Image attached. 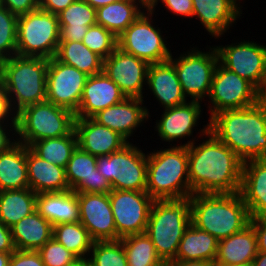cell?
<instances>
[{"label": "cell", "mask_w": 266, "mask_h": 266, "mask_svg": "<svg viewBox=\"0 0 266 266\" xmlns=\"http://www.w3.org/2000/svg\"><path fill=\"white\" fill-rule=\"evenodd\" d=\"M250 224L255 230L258 252L266 253V216L251 218Z\"/></svg>", "instance_id": "obj_48"}, {"label": "cell", "mask_w": 266, "mask_h": 266, "mask_svg": "<svg viewBox=\"0 0 266 266\" xmlns=\"http://www.w3.org/2000/svg\"><path fill=\"white\" fill-rule=\"evenodd\" d=\"M49 59L12 56L1 60V79L12 109L17 114L27 106L46 101Z\"/></svg>", "instance_id": "obj_5"}, {"label": "cell", "mask_w": 266, "mask_h": 266, "mask_svg": "<svg viewBox=\"0 0 266 266\" xmlns=\"http://www.w3.org/2000/svg\"><path fill=\"white\" fill-rule=\"evenodd\" d=\"M200 139L203 141L196 140L188 146V176L193 194L239 193L244 162L210 130Z\"/></svg>", "instance_id": "obj_1"}, {"label": "cell", "mask_w": 266, "mask_h": 266, "mask_svg": "<svg viewBox=\"0 0 266 266\" xmlns=\"http://www.w3.org/2000/svg\"><path fill=\"white\" fill-rule=\"evenodd\" d=\"M146 90L152 93L153 100H157L156 103L160 105L158 109L179 106L189 101L182 90L177 71L169 60L149 65Z\"/></svg>", "instance_id": "obj_24"}, {"label": "cell", "mask_w": 266, "mask_h": 266, "mask_svg": "<svg viewBox=\"0 0 266 266\" xmlns=\"http://www.w3.org/2000/svg\"><path fill=\"white\" fill-rule=\"evenodd\" d=\"M201 104L202 102L189 100L182 105L163 109L161 116L158 117L160 119L155 121L154 127V132L156 131L162 143L167 142L165 145L168 146L188 147L205 136L209 131V121L203 125V128L199 129L197 133L199 135L193 136L194 131L198 129L199 119L203 116L204 108H201L203 107ZM187 139L188 141L182 143L183 140ZM179 140H182L180 144H178Z\"/></svg>", "instance_id": "obj_13"}, {"label": "cell", "mask_w": 266, "mask_h": 266, "mask_svg": "<svg viewBox=\"0 0 266 266\" xmlns=\"http://www.w3.org/2000/svg\"><path fill=\"white\" fill-rule=\"evenodd\" d=\"M149 7L118 37V48L143 59L149 64L166 62L171 57L172 45L167 43ZM154 18V19H152ZM169 46H168V45Z\"/></svg>", "instance_id": "obj_11"}, {"label": "cell", "mask_w": 266, "mask_h": 266, "mask_svg": "<svg viewBox=\"0 0 266 266\" xmlns=\"http://www.w3.org/2000/svg\"><path fill=\"white\" fill-rule=\"evenodd\" d=\"M2 83V79H1V61H0V84Z\"/></svg>", "instance_id": "obj_59"}, {"label": "cell", "mask_w": 266, "mask_h": 266, "mask_svg": "<svg viewBox=\"0 0 266 266\" xmlns=\"http://www.w3.org/2000/svg\"><path fill=\"white\" fill-rule=\"evenodd\" d=\"M192 18L199 19L212 38L220 39L240 21L243 6L238 0H192ZM237 21V22H236ZM234 24V25H233Z\"/></svg>", "instance_id": "obj_20"}, {"label": "cell", "mask_w": 266, "mask_h": 266, "mask_svg": "<svg viewBox=\"0 0 266 266\" xmlns=\"http://www.w3.org/2000/svg\"><path fill=\"white\" fill-rule=\"evenodd\" d=\"M36 210L53 226L80 219L77 193L73 190L37 194Z\"/></svg>", "instance_id": "obj_28"}, {"label": "cell", "mask_w": 266, "mask_h": 266, "mask_svg": "<svg viewBox=\"0 0 266 266\" xmlns=\"http://www.w3.org/2000/svg\"><path fill=\"white\" fill-rule=\"evenodd\" d=\"M8 266H45L37 251L15 250L10 257Z\"/></svg>", "instance_id": "obj_44"}, {"label": "cell", "mask_w": 266, "mask_h": 266, "mask_svg": "<svg viewBox=\"0 0 266 266\" xmlns=\"http://www.w3.org/2000/svg\"><path fill=\"white\" fill-rule=\"evenodd\" d=\"M53 238L77 258L88 257L94 243L88 230L79 221L53 226Z\"/></svg>", "instance_id": "obj_37"}, {"label": "cell", "mask_w": 266, "mask_h": 266, "mask_svg": "<svg viewBox=\"0 0 266 266\" xmlns=\"http://www.w3.org/2000/svg\"><path fill=\"white\" fill-rule=\"evenodd\" d=\"M82 42L103 60L118 48V38L109 30L97 24L88 28Z\"/></svg>", "instance_id": "obj_40"}, {"label": "cell", "mask_w": 266, "mask_h": 266, "mask_svg": "<svg viewBox=\"0 0 266 266\" xmlns=\"http://www.w3.org/2000/svg\"><path fill=\"white\" fill-rule=\"evenodd\" d=\"M120 240L126 253L128 266H162L164 264L145 232L128 235Z\"/></svg>", "instance_id": "obj_38"}, {"label": "cell", "mask_w": 266, "mask_h": 266, "mask_svg": "<svg viewBox=\"0 0 266 266\" xmlns=\"http://www.w3.org/2000/svg\"><path fill=\"white\" fill-rule=\"evenodd\" d=\"M16 141V123H0V153Z\"/></svg>", "instance_id": "obj_47"}, {"label": "cell", "mask_w": 266, "mask_h": 266, "mask_svg": "<svg viewBox=\"0 0 266 266\" xmlns=\"http://www.w3.org/2000/svg\"><path fill=\"white\" fill-rule=\"evenodd\" d=\"M252 264L253 266H266V253L258 252Z\"/></svg>", "instance_id": "obj_53"}, {"label": "cell", "mask_w": 266, "mask_h": 266, "mask_svg": "<svg viewBox=\"0 0 266 266\" xmlns=\"http://www.w3.org/2000/svg\"><path fill=\"white\" fill-rule=\"evenodd\" d=\"M148 7H150L155 0H142Z\"/></svg>", "instance_id": "obj_57"}, {"label": "cell", "mask_w": 266, "mask_h": 266, "mask_svg": "<svg viewBox=\"0 0 266 266\" xmlns=\"http://www.w3.org/2000/svg\"><path fill=\"white\" fill-rule=\"evenodd\" d=\"M68 266H92V264L89 257H83V258H76Z\"/></svg>", "instance_id": "obj_54"}, {"label": "cell", "mask_w": 266, "mask_h": 266, "mask_svg": "<svg viewBox=\"0 0 266 266\" xmlns=\"http://www.w3.org/2000/svg\"><path fill=\"white\" fill-rule=\"evenodd\" d=\"M260 101L266 106V84L263 90L260 92Z\"/></svg>", "instance_id": "obj_56"}, {"label": "cell", "mask_w": 266, "mask_h": 266, "mask_svg": "<svg viewBox=\"0 0 266 266\" xmlns=\"http://www.w3.org/2000/svg\"><path fill=\"white\" fill-rule=\"evenodd\" d=\"M58 16L60 41H82L89 27L96 25V9L84 0H75Z\"/></svg>", "instance_id": "obj_32"}, {"label": "cell", "mask_w": 266, "mask_h": 266, "mask_svg": "<svg viewBox=\"0 0 266 266\" xmlns=\"http://www.w3.org/2000/svg\"><path fill=\"white\" fill-rule=\"evenodd\" d=\"M145 103L147 102L141 98L126 97L122 102L98 112L92 119L132 142L136 130L151 119L150 108Z\"/></svg>", "instance_id": "obj_19"}, {"label": "cell", "mask_w": 266, "mask_h": 266, "mask_svg": "<svg viewBox=\"0 0 266 266\" xmlns=\"http://www.w3.org/2000/svg\"><path fill=\"white\" fill-rule=\"evenodd\" d=\"M129 142L121 150L97 157V170L112 190L146 191L147 151Z\"/></svg>", "instance_id": "obj_10"}, {"label": "cell", "mask_w": 266, "mask_h": 266, "mask_svg": "<svg viewBox=\"0 0 266 266\" xmlns=\"http://www.w3.org/2000/svg\"><path fill=\"white\" fill-rule=\"evenodd\" d=\"M126 96L104 71L88 77L75 118H92L98 112L122 102Z\"/></svg>", "instance_id": "obj_22"}, {"label": "cell", "mask_w": 266, "mask_h": 266, "mask_svg": "<svg viewBox=\"0 0 266 266\" xmlns=\"http://www.w3.org/2000/svg\"><path fill=\"white\" fill-rule=\"evenodd\" d=\"M96 167L97 157L77 146L65 167L70 190L76 193H109L111 184Z\"/></svg>", "instance_id": "obj_21"}, {"label": "cell", "mask_w": 266, "mask_h": 266, "mask_svg": "<svg viewBox=\"0 0 266 266\" xmlns=\"http://www.w3.org/2000/svg\"><path fill=\"white\" fill-rule=\"evenodd\" d=\"M209 99V100H208ZM208 106L203 104L209 121L224 110L242 109L255 105L260 100V92L246 79L225 68L218 62L211 84Z\"/></svg>", "instance_id": "obj_12"}, {"label": "cell", "mask_w": 266, "mask_h": 266, "mask_svg": "<svg viewBox=\"0 0 266 266\" xmlns=\"http://www.w3.org/2000/svg\"><path fill=\"white\" fill-rule=\"evenodd\" d=\"M218 240L211 234L190 224L179 243L174 260H201L214 263Z\"/></svg>", "instance_id": "obj_33"}, {"label": "cell", "mask_w": 266, "mask_h": 266, "mask_svg": "<svg viewBox=\"0 0 266 266\" xmlns=\"http://www.w3.org/2000/svg\"><path fill=\"white\" fill-rule=\"evenodd\" d=\"M193 45H190V50L180 52L176 58L171 54L169 61L177 71L186 98L203 103L209 97L219 56L215 45L205 46L206 51Z\"/></svg>", "instance_id": "obj_8"}, {"label": "cell", "mask_w": 266, "mask_h": 266, "mask_svg": "<svg viewBox=\"0 0 266 266\" xmlns=\"http://www.w3.org/2000/svg\"><path fill=\"white\" fill-rule=\"evenodd\" d=\"M247 40H231V44L215 47L219 62L225 68L246 79L261 92L266 84V45L253 39Z\"/></svg>", "instance_id": "obj_14"}, {"label": "cell", "mask_w": 266, "mask_h": 266, "mask_svg": "<svg viewBox=\"0 0 266 266\" xmlns=\"http://www.w3.org/2000/svg\"><path fill=\"white\" fill-rule=\"evenodd\" d=\"M75 114L48 101L25 107L16 115V140L30 147L43 139L68 135L74 129Z\"/></svg>", "instance_id": "obj_7"}, {"label": "cell", "mask_w": 266, "mask_h": 266, "mask_svg": "<svg viewBox=\"0 0 266 266\" xmlns=\"http://www.w3.org/2000/svg\"><path fill=\"white\" fill-rule=\"evenodd\" d=\"M37 194L30 188L0 191V221L13 226L36 210Z\"/></svg>", "instance_id": "obj_34"}, {"label": "cell", "mask_w": 266, "mask_h": 266, "mask_svg": "<svg viewBox=\"0 0 266 266\" xmlns=\"http://www.w3.org/2000/svg\"><path fill=\"white\" fill-rule=\"evenodd\" d=\"M37 252L45 266H68L77 258L53 237Z\"/></svg>", "instance_id": "obj_42"}, {"label": "cell", "mask_w": 266, "mask_h": 266, "mask_svg": "<svg viewBox=\"0 0 266 266\" xmlns=\"http://www.w3.org/2000/svg\"><path fill=\"white\" fill-rule=\"evenodd\" d=\"M84 1L87 2L89 5H91L93 8L97 9L101 6L108 5L118 0H84Z\"/></svg>", "instance_id": "obj_52"}, {"label": "cell", "mask_w": 266, "mask_h": 266, "mask_svg": "<svg viewBox=\"0 0 266 266\" xmlns=\"http://www.w3.org/2000/svg\"><path fill=\"white\" fill-rule=\"evenodd\" d=\"M191 224L218 241L242 231L250 215L240 193L192 194Z\"/></svg>", "instance_id": "obj_3"}, {"label": "cell", "mask_w": 266, "mask_h": 266, "mask_svg": "<svg viewBox=\"0 0 266 266\" xmlns=\"http://www.w3.org/2000/svg\"><path fill=\"white\" fill-rule=\"evenodd\" d=\"M55 57L88 76L103 71V59L85 46L82 41H60Z\"/></svg>", "instance_id": "obj_35"}, {"label": "cell", "mask_w": 266, "mask_h": 266, "mask_svg": "<svg viewBox=\"0 0 266 266\" xmlns=\"http://www.w3.org/2000/svg\"><path fill=\"white\" fill-rule=\"evenodd\" d=\"M79 222L94 241L117 240L109 193H77Z\"/></svg>", "instance_id": "obj_18"}, {"label": "cell", "mask_w": 266, "mask_h": 266, "mask_svg": "<svg viewBox=\"0 0 266 266\" xmlns=\"http://www.w3.org/2000/svg\"><path fill=\"white\" fill-rule=\"evenodd\" d=\"M257 238L249 224L242 231L218 241L214 266L245 265L253 263L257 256Z\"/></svg>", "instance_id": "obj_26"}, {"label": "cell", "mask_w": 266, "mask_h": 266, "mask_svg": "<svg viewBox=\"0 0 266 266\" xmlns=\"http://www.w3.org/2000/svg\"><path fill=\"white\" fill-rule=\"evenodd\" d=\"M209 130L243 162L266 158V106L224 110L209 120Z\"/></svg>", "instance_id": "obj_2"}, {"label": "cell", "mask_w": 266, "mask_h": 266, "mask_svg": "<svg viewBox=\"0 0 266 266\" xmlns=\"http://www.w3.org/2000/svg\"><path fill=\"white\" fill-rule=\"evenodd\" d=\"M109 200L117 230V240L144 233L154 199L146 191L111 190Z\"/></svg>", "instance_id": "obj_15"}, {"label": "cell", "mask_w": 266, "mask_h": 266, "mask_svg": "<svg viewBox=\"0 0 266 266\" xmlns=\"http://www.w3.org/2000/svg\"><path fill=\"white\" fill-rule=\"evenodd\" d=\"M16 113L11 107L6 88L0 84V123H16Z\"/></svg>", "instance_id": "obj_46"}, {"label": "cell", "mask_w": 266, "mask_h": 266, "mask_svg": "<svg viewBox=\"0 0 266 266\" xmlns=\"http://www.w3.org/2000/svg\"><path fill=\"white\" fill-rule=\"evenodd\" d=\"M191 224V198L154 200L145 233L164 263L173 261Z\"/></svg>", "instance_id": "obj_6"}, {"label": "cell", "mask_w": 266, "mask_h": 266, "mask_svg": "<svg viewBox=\"0 0 266 266\" xmlns=\"http://www.w3.org/2000/svg\"><path fill=\"white\" fill-rule=\"evenodd\" d=\"M88 257L92 266H128L126 253L120 239L94 241Z\"/></svg>", "instance_id": "obj_39"}, {"label": "cell", "mask_w": 266, "mask_h": 266, "mask_svg": "<svg viewBox=\"0 0 266 266\" xmlns=\"http://www.w3.org/2000/svg\"><path fill=\"white\" fill-rule=\"evenodd\" d=\"M29 188L27 146L16 141L0 153V191Z\"/></svg>", "instance_id": "obj_31"}, {"label": "cell", "mask_w": 266, "mask_h": 266, "mask_svg": "<svg viewBox=\"0 0 266 266\" xmlns=\"http://www.w3.org/2000/svg\"><path fill=\"white\" fill-rule=\"evenodd\" d=\"M163 5L162 7H165L166 13H169L172 15L181 16L183 17L192 19V14H193V2L192 0H155L153 4L149 7L154 13L159 12L157 8L158 4Z\"/></svg>", "instance_id": "obj_43"}, {"label": "cell", "mask_w": 266, "mask_h": 266, "mask_svg": "<svg viewBox=\"0 0 266 266\" xmlns=\"http://www.w3.org/2000/svg\"><path fill=\"white\" fill-rule=\"evenodd\" d=\"M169 266H214V263L201 260L179 261L173 260L167 263Z\"/></svg>", "instance_id": "obj_51"}, {"label": "cell", "mask_w": 266, "mask_h": 266, "mask_svg": "<svg viewBox=\"0 0 266 266\" xmlns=\"http://www.w3.org/2000/svg\"><path fill=\"white\" fill-rule=\"evenodd\" d=\"M77 146L78 139L73 129L66 136L38 140L29 148L41 159L65 168Z\"/></svg>", "instance_id": "obj_36"}, {"label": "cell", "mask_w": 266, "mask_h": 266, "mask_svg": "<svg viewBox=\"0 0 266 266\" xmlns=\"http://www.w3.org/2000/svg\"><path fill=\"white\" fill-rule=\"evenodd\" d=\"M74 130L78 146L96 157L110 155L129 143L118 132L98 124L92 118H75Z\"/></svg>", "instance_id": "obj_23"}, {"label": "cell", "mask_w": 266, "mask_h": 266, "mask_svg": "<svg viewBox=\"0 0 266 266\" xmlns=\"http://www.w3.org/2000/svg\"><path fill=\"white\" fill-rule=\"evenodd\" d=\"M17 250L38 251L53 237V225L37 210L10 227Z\"/></svg>", "instance_id": "obj_29"}, {"label": "cell", "mask_w": 266, "mask_h": 266, "mask_svg": "<svg viewBox=\"0 0 266 266\" xmlns=\"http://www.w3.org/2000/svg\"><path fill=\"white\" fill-rule=\"evenodd\" d=\"M149 65L145 60L117 48L103 60V71L127 98L144 100Z\"/></svg>", "instance_id": "obj_17"}, {"label": "cell", "mask_w": 266, "mask_h": 266, "mask_svg": "<svg viewBox=\"0 0 266 266\" xmlns=\"http://www.w3.org/2000/svg\"><path fill=\"white\" fill-rule=\"evenodd\" d=\"M15 250L10 227L0 221V252L13 253Z\"/></svg>", "instance_id": "obj_50"}, {"label": "cell", "mask_w": 266, "mask_h": 266, "mask_svg": "<svg viewBox=\"0 0 266 266\" xmlns=\"http://www.w3.org/2000/svg\"><path fill=\"white\" fill-rule=\"evenodd\" d=\"M147 8L142 0H118L96 9V23L118 38Z\"/></svg>", "instance_id": "obj_30"}, {"label": "cell", "mask_w": 266, "mask_h": 266, "mask_svg": "<svg viewBox=\"0 0 266 266\" xmlns=\"http://www.w3.org/2000/svg\"><path fill=\"white\" fill-rule=\"evenodd\" d=\"M18 17L0 5V61L16 55Z\"/></svg>", "instance_id": "obj_41"}, {"label": "cell", "mask_w": 266, "mask_h": 266, "mask_svg": "<svg viewBox=\"0 0 266 266\" xmlns=\"http://www.w3.org/2000/svg\"><path fill=\"white\" fill-rule=\"evenodd\" d=\"M29 188L36 194L70 190L65 168L41 159L27 146Z\"/></svg>", "instance_id": "obj_27"}, {"label": "cell", "mask_w": 266, "mask_h": 266, "mask_svg": "<svg viewBox=\"0 0 266 266\" xmlns=\"http://www.w3.org/2000/svg\"><path fill=\"white\" fill-rule=\"evenodd\" d=\"M12 253H2L0 252V266H8L9 260Z\"/></svg>", "instance_id": "obj_55"}, {"label": "cell", "mask_w": 266, "mask_h": 266, "mask_svg": "<svg viewBox=\"0 0 266 266\" xmlns=\"http://www.w3.org/2000/svg\"><path fill=\"white\" fill-rule=\"evenodd\" d=\"M230 266H253V264L249 263V264H245V265H230Z\"/></svg>", "instance_id": "obj_58"}, {"label": "cell", "mask_w": 266, "mask_h": 266, "mask_svg": "<svg viewBox=\"0 0 266 266\" xmlns=\"http://www.w3.org/2000/svg\"><path fill=\"white\" fill-rule=\"evenodd\" d=\"M0 5L19 17L38 9L39 0H0Z\"/></svg>", "instance_id": "obj_45"}, {"label": "cell", "mask_w": 266, "mask_h": 266, "mask_svg": "<svg viewBox=\"0 0 266 266\" xmlns=\"http://www.w3.org/2000/svg\"><path fill=\"white\" fill-rule=\"evenodd\" d=\"M158 149L147 151L146 192L154 200L190 197L193 192L188 176V147Z\"/></svg>", "instance_id": "obj_4"}, {"label": "cell", "mask_w": 266, "mask_h": 266, "mask_svg": "<svg viewBox=\"0 0 266 266\" xmlns=\"http://www.w3.org/2000/svg\"><path fill=\"white\" fill-rule=\"evenodd\" d=\"M74 1L75 0H39V8L57 15Z\"/></svg>", "instance_id": "obj_49"}, {"label": "cell", "mask_w": 266, "mask_h": 266, "mask_svg": "<svg viewBox=\"0 0 266 266\" xmlns=\"http://www.w3.org/2000/svg\"><path fill=\"white\" fill-rule=\"evenodd\" d=\"M60 42L58 16L40 8L18 17L16 55L56 56Z\"/></svg>", "instance_id": "obj_9"}, {"label": "cell", "mask_w": 266, "mask_h": 266, "mask_svg": "<svg viewBox=\"0 0 266 266\" xmlns=\"http://www.w3.org/2000/svg\"><path fill=\"white\" fill-rule=\"evenodd\" d=\"M239 193L248 208L250 218L266 216V158L243 163Z\"/></svg>", "instance_id": "obj_25"}, {"label": "cell", "mask_w": 266, "mask_h": 266, "mask_svg": "<svg viewBox=\"0 0 266 266\" xmlns=\"http://www.w3.org/2000/svg\"><path fill=\"white\" fill-rule=\"evenodd\" d=\"M88 77L86 73L59 61L56 57L49 59L46 101L69 109L75 114Z\"/></svg>", "instance_id": "obj_16"}]
</instances>
